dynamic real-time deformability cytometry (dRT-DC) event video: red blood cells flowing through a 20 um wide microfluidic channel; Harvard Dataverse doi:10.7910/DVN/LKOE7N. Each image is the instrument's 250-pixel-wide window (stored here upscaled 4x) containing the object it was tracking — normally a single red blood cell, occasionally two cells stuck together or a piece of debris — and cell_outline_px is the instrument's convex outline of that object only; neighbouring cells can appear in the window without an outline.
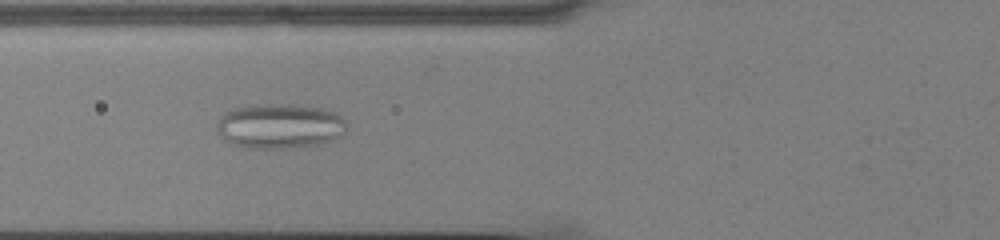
{"species": "common noctule bat (a hibernating species)", "species_latin": "Nyctalus noctula", "temperature_condition": "cold", "stored_images_in_passage": 57, "camera_frame_rate_fps": 3000, "um_per_image_px": 0.085, "animal": {"sex": "male", "body_mass_g": 13.0, "forearm_length_mm": 53.1}, "frame": {"image": 1, "passage_image": 23, "time_ms": 7.333, "image_size_px": [1000, 240], "cell_outline_px": [[348, 128], [344, 136], [332, 140], [316, 144], [280, 148], [256, 148], [232, 144], [220, 136], [216, 128], [216, 124], [220, 116], [224, 112], [236, 108], [256, 104], [288, 104], [320, 108], [336, 112], [348, 124]], "centroid_in_image_um": [23.8, 10.7], "position_along_channel_um": 102.0, "area_um2": 33.99}}
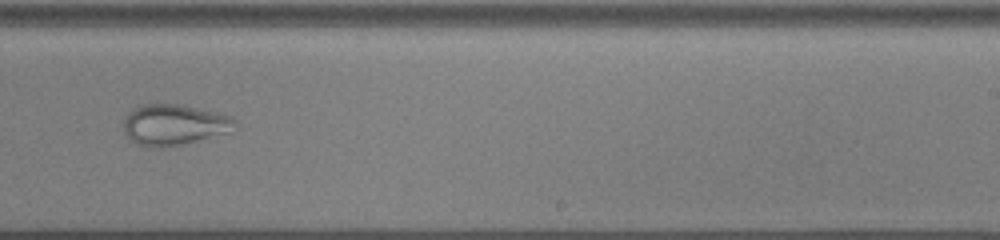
{"frame": {"image": 2, "passage_image": 37, "time_ms": 12.0, "image_size_px": [1000, 240], "cell_outline_px": [[236, 124], [228, 132], [180, 144], [160, 148], [140, 144], [132, 140], [124, 132], [124, 120], [128, 112], [140, 104], [180, 104], [216, 112], [232, 116], [236, 120]], "centroid_in_image_um": [14.78, 10.57], "position_along_channel_um": 274.2, "area_um2": 26.07}}
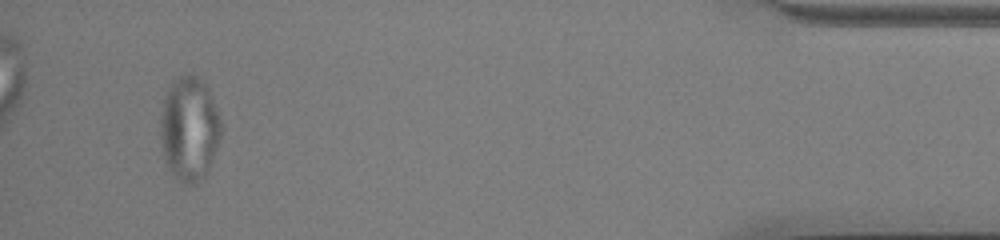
{"frame": {"image": 3, "passage_image": 54, "time_ms": 17.667, "image_size_px": [1000, 240], "cell_outline_px": [[220, 140], [208, 168], [204, 176], [196, 184], [184, 184], [168, 168], [164, 156], [160, 136], [160, 120], [164, 96], [168, 88], [176, 76], [184, 72], [192, 72], [208, 88], [220, 116]], "centroid_in_image_um": [16.08, 10.89], "position_along_channel_um": 419.1, "area_um2": 36.88}}